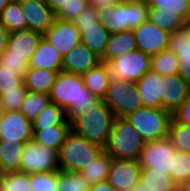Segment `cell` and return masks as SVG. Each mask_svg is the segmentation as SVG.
<instances>
[{
    "label": "cell",
    "mask_w": 190,
    "mask_h": 191,
    "mask_svg": "<svg viewBox=\"0 0 190 191\" xmlns=\"http://www.w3.org/2000/svg\"><path fill=\"white\" fill-rule=\"evenodd\" d=\"M52 103L66 112L69 122L85 114L99 99L84 85L81 75L60 71L50 92Z\"/></svg>",
    "instance_id": "obj_1"
},
{
    "label": "cell",
    "mask_w": 190,
    "mask_h": 191,
    "mask_svg": "<svg viewBox=\"0 0 190 191\" xmlns=\"http://www.w3.org/2000/svg\"><path fill=\"white\" fill-rule=\"evenodd\" d=\"M116 118L113 110L99 100L71 122V130L105 150Z\"/></svg>",
    "instance_id": "obj_2"
},
{
    "label": "cell",
    "mask_w": 190,
    "mask_h": 191,
    "mask_svg": "<svg viewBox=\"0 0 190 191\" xmlns=\"http://www.w3.org/2000/svg\"><path fill=\"white\" fill-rule=\"evenodd\" d=\"M149 3L125 0L97 8L98 20L110 34L133 30L148 20Z\"/></svg>",
    "instance_id": "obj_3"
},
{
    "label": "cell",
    "mask_w": 190,
    "mask_h": 191,
    "mask_svg": "<svg viewBox=\"0 0 190 191\" xmlns=\"http://www.w3.org/2000/svg\"><path fill=\"white\" fill-rule=\"evenodd\" d=\"M104 150L71 130L58 151L60 170L81 172Z\"/></svg>",
    "instance_id": "obj_4"
},
{
    "label": "cell",
    "mask_w": 190,
    "mask_h": 191,
    "mask_svg": "<svg viewBox=\"0 0 190 191\" xmlns=\"http://www.w3.org/2000/svg\"><path fill=\"white\" fill-rule=\"evenodd\" d=\"M145 143L126 118L117 117L105 151L112 158L138 160Z\"/></svg>",
    "instance_id": "obj_5"
},
{
    "label": "cell",
    "mask_w": 190,
    "mask_h": 191,
    "mask_svg": "<svg viewBox=\"0 0 190 191\" xmlns=\"http://www.w3.org/2000/svg\"><path fill=\"white\" fill-rule=\"evenodd\" d=\"M125 118L148 142L168 136L172 114L163 108L143 106Z\"/></svg>",
    "instance_id": "obj_6"
},
{
    "label": "cell",
    "mask_w": 190,
    "mask_h": 191,
    "mask_svg": "<svg viewBox=\"0 0 190 191\" xmlns=\"http://www.w3.org/2000/svg\"><path fill=\"white\" fill-rule=\"evenodd\" d=\"M151 56L135 49L112 59L102 61L108 70L109 78L113 81H139L151 69Z\"/></svg>",
    "instance_id": "obj_7"
},
{
    "label": "cell",
    "mask_w": 190,
    "mask_h": 191,
    "mask_svg": "<svg viewBox=\"0 0 190 191\" xmlns=\"http://www.w3.org/2000/svg\"><path fill=\"white\" fill-rule=\"evenodd\" d=\"M103 101L113 110L116 117L119 118H125L130 113L144 106L137 86L132 81L110 80Z\"/></svg>",
    "instance_id": "obj_8"
},
{
    "label": "cell",
    "mask_w": 190,
    "mask_h": 191,
    "mask_svg": "<svg viewBox=\"0 0 190 191\" xmlns=\"http://www.w3.org/2000/svg\"><path fill=\"white\" fill-rule=\"evenodd\" d=\"M59 170V155L57 150L39 144L33 139L26 142L21 155V172L34 174Z\"/></svg>",
    "instance_id": "obj_9"
},
{
    "label": "cell",
    "mask_w": 190,
    "mask_h": 191,
    "mask_svg": "<svg viewBox=\"0 0 190 191\" xmlns=\"http://www.w3.org/2000/svg\"><path fill=\"white\" fill-rule=\"evenodd\" d=\"M176 151L168 136L155 141H148L145 143L138 159L140 167L170 175L172 158Z\"/></svg>",
    "instance_id": "obj_10"
},
{
    "label": "cell",
    "mask_w": 190,
    "mask_h": 191,
    "mask_svg": "<svg viewBox=\"0 0 190 191\" xmlns=\"http://www.w3.org/2000/svg\"><path fill=\"white\" fill-rule=\"evenodd\" d=\"M33 139L32 122L20 111L2 112L0 140H10L15 146Z\"/></svg>",
    "instance_id": "obj_11"
},
{
    "label": "cell",
    "mask_w": 190,
    "mask_h": 191,
    "mask_svg": "<svg viewBox=\"0 0 190 191\" xmlns=\"http://www.w3.org/2000/svg\"><path fill=\"white\" fill-rule=\"evenodd\" d=\"M62 56L81 42L80 31L72 21L55 18L53 24L42 35Z\"/></svg>",
    "instance_id": "obj_12"
},
{
    "label": "cell",
    "mask_w": 190,
    "mask_h": 191,
    "mask_svg": "<svg viewBox=\"0 0 190 191\" xmlns=\"http://www.w3.org/2000/svg\"><path fill=\"white\" fill-rule=\"evenodd\" d=\"M137 49L149 56L167 50L169 47L170 33L160 29L149 20L133 29Z\"/></svg>",
    "instance_id": "obj_13"
},
{
    "label": "cell",
    "mask_w": 190,
    "mask_h": 191,
    "mask_svg": "<svg viewBox=\"0 0 190 191\" xmlns=\"http://www.w3.org/2000/svg\"><path fill=\"white\" fill-rule=\"evenodd\" d=\"M141 169L138 160L112 158L107 181L117 191H132L140 180Z\"/></svg>",
    "instance_id": "obj_14"
},
{
    "label": "cell",
    "mask_w": 190,
    "mask_h": 191,
    "mask_svg": "<svg viewBox=\"0 0 190 191\" xmlns=\"http://www.w3.org/2000/svg\"><path fill=\"white\" fill-rule=\"evenodd\" d=\"M27 29L43 35L55 20V13L48 4L34 0H20Z\"/></svg>",
    "instance_id": "obj_15"
},
{
    "label": "cell",
    "mask_w": 190,
    "mask_h": 191,
    "mask_svg": "<svg viewBox=\"0 0 190 191\" xmlns=\"http://www.w3.org/2000/svg\"><path fill=\"white\" fill-rule=\"evenodd\" d=\"M101 62L99 55L80 42L63 56L62 71L83 75Z\"/></svg>",
    "instance_id": "obj_16"
},
{
    "label": "cell",
    "mask_w": 190,
    "mask_h": 191,
    "mask_svg": "<svg viewBox=\"0 0 190 191\" xmlns=\"http://www.w3.org/2000/svg\"><path fill=\"white\" fill-rule=\"evenodd\" d=\"M168 49L179 60L178 74L190 85V31L187 25L170 33Z\"/></svg>",
    "instance_id": "obj_17"
},
{
    "label": "cell",
    "mask_w": 190,
    "mask_h": 191,
    "mask_svg": "<svg viewBox=\"0 0 190 191\" xmlns=\"http://www.w3.org/2000/svg\"><path fill=\"white\" fill-rule=\"evenodd\" d=\"M163 77V109L173 114L190 95V85L179 75Z\"/></svg>",
    "instance_id": "obj_18"
},
{
    "label": "cell",
    "mask_w": 190,
    "mask_h": 191,
    "mask_svg": "<svg viewBox=\"0 0 190 191\" xmlns=\"http://www.w3.org/2000/svg\"><path fill=\"white\" fill-rule=\"evenodd\" d=\"M135 84L144 106L163 108L164 81L160 74L150 69Z\"/></svg>",
    "instance_id": "obj_19"
},
{
    "label": "cell",
    "mask_w": 190,
    "mask_h": 191,
    "mask_svg": "<svg viewBox=\"0 0 190 191\" xmlns=\"http://www.w3.org/2000/svg\"><path fill=\"white\" fill-rule=\"evenodd\" d=\"M41 38V34L28 29L13 32L9 34L7 49L10 55L21 56L29 63Z\"/></svg>",
    "instance_id": "obj_20"
},
{
    "label": "cell",
    "mask_w": 190,
    "mask_h": 191,
    "mask_svg": "<svg viewBox=\"0 0 190 191\" xmlns=\"http://www.w3.org/2000/svg\"><path fill=\"white\" fill-rule=\"evenodd\" d=\"M63 56L43 37L29 61L31 68H45L62 71Z\"/></svg>",
    "instance_id": "obj_21"
},
{
    "label": "cell",
    "mask_w": 190,
    "mask_h": 191,
    "mask_svg": "<svg viewBox=\"0 0 190 191\" xmlns=\"http://www.w3.org/2000/svg\"><path fill=\"white\" fill-rule=\"evenodd\" d=\"M137 49L133 30L110 34L107 47L101 61H111L120 55Z\"/></svg>",
    "instance_id": "obj_22"
},
{
    "label": "cell",
    "mask_w": 190,
    "mask_h": 191,
    "mask_svg": "<svg viewBox=\"0 0 190 191\" xmlns=\"http://www.w3.org/2000/svg\"><path fill=\"white\" fill-rule=\"evenodd\" d=\"M59 72L45 68L29 67L23 78L24 86L28 91L50 94Z\"/></svg>",
    "instance_id": "obj_23"
},
{
    "label": "cell",
    "mask_w": 190,
    "mask_h": 191,
    "mask_svg": "<svg viewBox=\"0 0 190 191\" xmlns=\"http://www.w3.org/2000/svg\"><path fill=\"white\" fill-rule=\"evenodd\" d=\"M110 33L100 21L94 25L82 26L81 42L90 50L102 57L105 53Z\"/></svg>",
    "instance_id": "obj_24"
},
{
    "label": "cell",
    "mask_w": 190,
    "mask_h": 191,
    "mask_svg": "<svg viewBox=\"0 0 190 191\" xmlns=\"http://www.w3.org/2000/svg\"><path fill=\"white\" fill-rule=\"evenodd\" d=\"M85 87L99 100H103L109 87L110 78L104 62L81 75Z\"/></svg>",
    "instance_id": "obj_25"
},
{
    "label": "cell",
    "mask_w": 190,
    "mask_h": 191,
    "mask_svg": "<svg viewBox=\"0 0 190 191\" xmlns=\"http://www.w3.org/2000/svg\"><path fill=\"white\" fill-rule=\"evenodd\" d=\"M33 140L46 147L57 151L65 142L67 134L71 131V125H57L43 129H32Z\"/></svg>",
    "instance_id": "obj_26"
},
{
    "label": "cell",
    "mask_w": 190,
    "mask_h": 191,
    "mask_svg": "<svg viewBox=\"0 0 190 191\" xmlns=\"http://www.w3.org/2000/svg\"><path fill=\"white\" fill-rule=\"evenodd\" d=\"M26 142L15 146L10 140H0V170L3 173L20 171L21 155Z\"/></svg>",
    "instance_id": "obj_27"
},
{
    "label": "cell",
    "mask_w": 190,
    "mask_h": 191,
    "mask_svg": "<svg viewBox=\"0 0 190 191\" xmlns=\"http://www.w3.org/2000/svg\"><path fill=\"white\" fill-rule=\"evenodd\" d=\"M140 181L148 191H179V185L164 172L152 169H141Z\"/></svg>",
    "instance_id": "obj_28"
},
{
    "label": "cell",
    "mask_w": 190,
    "mask_h": 191,
    "mask_svg": "<svg viewBox=\"0 0 190 191\" xmlns=\"http://www.w3.org/2000/svg\"><path fill=\"white\" fill-rule=\"evenodd\" d=\"M148 20L169 33L187 24V21L177 12L163 10L162 8H149Z\"/></svg>",
    "instance_id": "obj_29"
},
{
    "label": "cell",
    "mask_w": 190,
    "mask_h": 191,
    "mask_svg": "<svg viewBox=\"0 0 190 191\" xmlns=\"http://www.w3.org/2000/svg\"><path fill=\"white\" fill-rule=\"evenodd\" d=\"M0 20L9 33L27 30L20 0H12L0 13Z\"/></svg>",
    "instance_id": "obj_30"
},
{
    "label": "cell",
    "mask_w": 190,
    "mask_h": 191,
    "mask_svg": "<svg viewBox=\"0 0 190 191\" xmlns=\"http://www.w3.org/2000/svg\"><path fill=\"white\" fill-rule=\"evenodd\" d=\"M57 125H71V122L67 120L66 112L52 102L32 121V129H43Z\"/></svg>",
    "instance_id": "obj_31"
},
{
    "label": "cell",
    "mask_w": 190,
    "mask_h": 191,
    "mask_svg": "<svg viewBox=\"0 0 190 191\" xmlns=\"http://www.w3.org/2000/svg\"><path fill=\"white\" fill-rule=\"evenodd\" d=\"M112 157L104 150L95 160L80 173L91 183L95 184L108 179Z\"/></svg>",
    "instance_id": "obj_32"
},
{
    "label": "cell",
    "mask_w": 190,
    "mask_h": 191,
    "mask_svg": "<svg viewBox=\"0 0 190 191\" xmlns=\"http://www.w3.org/2000/svg\"><path fill=\"white\" fill-rule=\"evenodd\" d=\"M50 103L49 94L28 91L19 111L32 122Z\"/></svg>",
    "instance_id": "obj_33"
},
{
    "label": "cell",
    "mask_w": 190,
    "mask_h": 191,
    "mask_svg": "<svg viewBox=\"0 0 190 191\" xmlns=\"http://www.w3.org/2000/svg\"><path fill=\"white\" fill-rule=\"evenodd\" d=\"M151 69L161 76L178 74L179 60L169 49L151 56Z\"/></svg>",
    "instance_id": "obj_34"
},
{
    "label": "cell",
    "mask_w": 190,
    "mask_h": 191,
    "mask_svg": "<svg viewBox=\"0 0 190 191\" xmlns=\"http://www.w3.org/2000/svg\"><path fill=\"white\" fill-rule=\"evenodd\" d=\"M58 191H90L91 183L80 172L57 171Z\"/></svg>",
    "instance_id": "obj_35"
},
{
    "label": "cell",
    "mask_w": 190,
    "mask_h": 191,
    "mask_svg": "<svg viewBox=\"0 0 190 191\" xmlns=\"http://www.w3.org/2000/svg\"><path fill=\"white\" fill-rule=\"evenodd\" d=\"M168 137L177 151L190 153V125L178 123L172 117Z\"/></svg>",
    "instance_id": "obj_36"
},
{
    "label": "cell",
    "mask_w": 190,
    "mask_h": 191,
    "mask_svg": "<svg viewBox=\"0 0 190 191\" xmlns=\"http://www.w3.org/2000/svg\"><path fill=\"white\" fill-rule=\"evenodd\" d=\"M170 176L179 185L190 181V153L176 151L172 158V171Z\"/></svg>",
    "instance_id": "obj_37"
},
{
    "label": "cell",
    "mask_w": 190,
    "mask_h": 191,
    "mask_svg": "<svg viewBox=\"0 0 190 191\" xmlns=\"http://www.w3.org/2000/svg\"><path fill=\"white\" fill-rule=\"evenodd\" d=\"M1 191H33L31 174L21 171L4 173L1 181Z\"/></svg>",
    "instance_id": "obj_38"
},
{
    "label": "cell",
    "mask_w": 190,
    "mask_h": 191,
    "mask_svg": "<svg viewBox=\"0 0 190 191\" xmlns=\"http://www.w3.org/2000/svg\"><path fill=\"white\" fill-rule=\"evenodd\" d=\"M19 90H28L24 86L23 78L17 70L2 69L0 65V94L19 93Z\"/></svg>",
    "instance_id": "obj_39"
},
{
    "label": "cell",
    "mask_w": 190,
    "mask_h": 191,
    "mask_svg": "<svg viewBox=\"0 0 190 191\" xmlns=\"http://www.w3.org/2000/svg\"><path fill=\"white\" fill-rule=\"evenodd\" d=\"M149 8L175 11L187 22L190 20V0H149Z\"/></svg>",
    "instance_id": "obj_40"
},
{
    "label": "cell",
    "mask_w": 190,
    "mask_h": 191,
    "mask_svg": "<svg viewBox=\"0 0 190 191\" xmlns=\"http://www.w3.org/2000/svg\"><path fill=\"white\" fill-rule=\"evenodd\" d=\"M33 191H58L61 187L57 183V171L31 174Z\"/></svg>",
    "instance_id": "obj_41"
},
{
    "label": "cell",
    "mask_w": 190,
    "mask_h": 191,
    "mask_svg": "<svg viewBox=\"0 0 190 191\" xmlns=\"http://www.w3.org/2000/svg\"><path fill=\"white\" fill-rule=\"evenodd\" d=\"M0 65L2 69L17 70V74L24 78L29 68V63L21 56L10 55L8 49L0 55Z\"/></svg>",
    "instance_id": "obj_42"
},
{
    "label": "cell",
    "mask_w": 190,
    "mask_h": 191,
    "mask_svg": "<svg viewBox=\"0 0 190 191\" xmlns=\"http://www.w3.org/2000/svg\"><path fill=\"white\" fill-rule=\"evenodd\" d=\"M89 5V0H69L66 5L55 14V18L60 20L73 21Z\"/></svg>",
    "instance_id": "obj_43"
},
{
    "label": "cell",
    "mask_w": 190,
    "mask_h": 191,
    "mask_svg": "<svg viewBox=\"0 0 190 191\" xmlns=\"http://www.w3.org/2000/svg\"><path fill=\"white\" fill-rule=\"evenodd\" d=\"M28 90H19V93L0 94L4 112L19 111Z\"/></svg>",
    "instance_id": "obj_44"
},
{
    "label": "cell",
    "mask_w": 190,
    "mask_h": 191,
    "mask_svg": "<svg viewBox=\"0 0 190 191\" xmlns=\"http://www.w3.org/2000/svg\"><path fill=\"white\" fill-rule=\"evenodd\" d=\"M98 21L97 7L89 4L72 22L75 27L81 31L82 26L94 25V23Z\"/></svg>",
    "instance_id": "obj_45"
},
{
    "label": "cell",
    "mask_w": 190,
    "mask_h": 191,
    "mask_svg": "<svg viewBox=\"0 0 190 191\" xmlns=\"http://www.w3.org/2000/svg\"><path fill=\"white\" fill-rule=\"evenodd\" d=\"M172 117L181 124L190 125V95L181 106L172 114Z\"/></svg>",
    "instance_id": "obj_46"
},
{
    "label": "cell",
    "mask_w": 190,
    "mask_h": 191,
    "mask_svg": "<svg viewBox=\"0 0 190 191\" xmlns=\"http://www.w3.org/2000/svg\"><path fill=\"white\" fill-rule=\"evenodd\" d=\"M9 34L10 33L7 31V29L0 20V55L4 50L7 49Z\"/></svg>",
    "instance_id": "obj_47"
},
{
    "label": "cell",
    "mask_w": 190,
    "mask_h": 191,
    "mask_svg": "<svg viewBox=\"0 0 190 191\" xmlns=\"http://www.w3.org/2000/svg\"><path fill=\"white\" fill-rule=\"evenodd\" d=\"M90 191H117V190L114 189L106 180L103 182L91 184Z\"/></svg>",
    "instance_id": "obj_48"
},
{
    "label": "cell",
    "mask_w": 190,
    "mask_h": 191,
    "mask_svg": "<svg viewBox=\"0 0 190 191\" xmlns=\"http://www.w3.org/2000/svg\"><path fill=\"white\" fill-rule=\"evenodd\" d=\"M125 0H89V4L96 6L97 8L108 5H115Z\"/></svg>",
    "instance_id": "obj_49"
},
{
    "label": "cell",
    "mask_w": 190,
    "mask_h": 191,
    "mask_svg": "<svg viewBox=\"0 0 190 191\" xmlns=\"http://www.w3.org/2000/svg\"><path fill=\"white\" fill-rule=\"evenodd\" d=\"M69 0H48L47 4L56 14L63 5H66Z\"/></svg>",
    "instance_id": "obj_50"
},
{
    "label": "cell",
    "mask_w": 190,
    "mask_h": 191,
    "mask_svg": "<svg viewBox=\"0 0 190 191\" xmlns=\"http://www.w3.org/2000/svg\"><path fill=\"white\" fill-rule=\"evenodd\" d=\"M132 191H148L143 183L139 180L138 183L133 187Z\"/></svg>",
    "instance_id": "obj_51"
},
{
    "label": "cell",
    "mask_w": 190,
    "mask_h": 191,
    "mask_svg": "<svg viewBox=\"0 0 190 191\" xmlns=\"http://www.w3.org/2000/svg\"><path fill=\"white\" fill-rule=\"evenodd\" d=\"M179 191H190V181L181 185Z\"/></svg>",
    "instance_id": "obj_52"
},
{
    "label": "cell",
    "mask_w": 190,
    "mask_h": 191,
    "mask_svg": "<svg viewBox=\"0 0 190 191\" xmlns=\"http://www.w3.org/2000/svg\"><path fill=\"white\" fill-rule=\"evenodd\" d=\"M12 0H0V13Z\"/></svg>",
    "instance_id": "obj_53"
},
{
    "label": "cell",
    "mask_w": 190,
    "mask_h": 191,
    "mask_svg": "<svg viewBox=\"0 0 190 191\" xmlns=\"http://www.w3.org/2000/svg\"><path fill=\"white\" fill-rule=\"evenodd\" d=\"M3 174L4 173L0 170V191H1V181H2Z\"/></svg>",
    "instance_id": "obj_54"
},
{
    "label": "cell",
    "mask_w": 190,
    "mask_h": 191,
    "mask_svg": "<svg viewBox=\"0 0 190 191\" xmlns=\"http://www.w3.org/2000/svg\"><path fill=\"white\" fill-rule=\"evenodd\" d=\"M34 1H39V2H42V3H45L47 4L48 0H34Z\"/></svg>",
    "instance_id": "obj_55"
},
{
    "label": "cell",
    "mask_w": 190,
    "mask_h": 191,
    "mask_svg": "<svg viewBox=\"0 0 190 191\" xmlns=\"http://www.w3.org/2000/svg\"><path fill=\"white\" fill-rule=\"evenodd\" d=\"M3 109H2V105H1V97H0V115L2 114Z\"/></svg>",
    "instance_id": "obj_56"
},
{
    "label": "cell",
    "mask_w": 190,
    "mask_h": 191,
    "mask_svg": "<svg viewBox=\"0 0 190 191\" xmlns=\"http://www.w3.org/2000/svg\"><path fill=\"white\" fill-rule=\"evenodd\" d=\"M131 1H141V2H148L149 0H131Z\"/></svg>",
    "instance_id": "obj_57"
},
{
    "label": "cell",
    "mask_w": 190,
    "mask_h": 191,
    "mask_svg": "<svg viewBox=\"0 0 190 191\" xmlns=\"http://www.w3.org/2000/svg\"><path fill=\"white\" fill-rule=\"evenodd\" d=\"M186 25L188 26V29H189V31H190V20L187 22Z\"/></svg>",
    "instance_id": "obj_58"
}]
</instances>
